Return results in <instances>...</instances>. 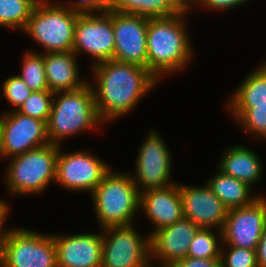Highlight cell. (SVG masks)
I'll use <instances>...</instances> for the list:
<instances>
[{
	"mask_svg": "<svg viewBox=\"0 0 266 267\" xmlns=\"http://www.w3.org/2000/svg\"><path fill=\"white\" fill-rule=\"evenodd\" d=\"M97 113L103 123L127 114L159 81L147 68L115 60L92 65ZM94 86V87H93Z\"/></svg>",
	"mask_w": 266,
	"mask_h": 267,
	"instance_id": "6da1fadb",
	"label": "cell"
},
{
	"mask_svg": "<svg viewBox=\"0 0 266 267\" xmlns=\"http://www.w3.org/2000/svg\"><path fill=\"white\" fill-rule=\"evenodd\" d=\"M181 12L171 17L149 18L147 69L158 79L185 69L193 57L191 40Z\"/></svg>",
	"mask_w": 266,
	"mask_h": 267,
	"instance_id": "7a4b0ae2",
	"label": "cell"
},
{
	"mask_svg": "<svg viewBox=\"0 0 266 267\" xmlns=\"http://www.w3.org/2000/svg\"><path fill=\"white\" fill-rule=\"evenodd\" d=\"M55 96L58 100L53 99L46 123L50 144L60 146L66 137L103 124L96 110L94 91L90 82L78 90L54 92Z\"/></svg>",
	"mask_w": 266,
	"mask_h": 267,
	"instance_id": "3957f363",
	"label": "cell"
},
{
	"mask_svg": "<svg viewBox=\"0 0 266 267\" xmlns=\"http://www.w3.org/2000/svg\"><path fill=\"white\" fill-rule=\"evenodd\" d=\"M97 220L103 228L132 225L140 193L131 173L110 170L91 193Z\"/></svg>",
	"mask_w": 266,
	"mask_h": 267,
	"instance_id": "277c9868",
	"label": "cell"
},
{
	"mask_svg": "<svg viewBox=\"0 0 266 267\" xmlns=\"http://www.w3.org/2000/svg\"><path fill=\"white\" fill-rule=\"evenodd\" d=\"M78 15L59 2L39 0L23 31L43 46L45 54L72 51Z\"/></svg>",
	"mask_w": 266,
	"mask_h": 267,
	"instance_id": "5b68a950",
	"label": "cell"
},
{
	"mask_svg": "<svg viewBox=\"0 0 266 267\" xmlns=\"http://www.w3.org/2000/svg\"><path fill=\"white\" fill-rule=\"evenodd\" d=\"M59 145L47 144L12 157L6 170V184L14 195L41 193L56 179Z\"/></svg>",
	"mask_w": 266,
	"mask_h": 267,
	"instance_id": "8992f818",
	"label": "cell"
},
{
	"mask_svg": "<svg viewBox=\"0 0 266 267\" xmlns=\"http://www.w3.org/2000/svg\"><path fill=\"white\" fill-rule=\"evenodd\" d=\"M1 267H57L53 235L26 228L6 229Z\"/></svg>",
	"mask_w": 266,
	"mask_h": 267,
	"instance_id": "52a82bcc",
	"label": "cell"
},
{
	"mask_svg": "<svg viewBox=\"0 0 266 267\" xmlns=\"http://www.w3.org/2000/svg\"><path fill=\"white\" fill-rule=\"evenodd\" d=\"M101 267H153L150 236H140L132 225L102 229Z\"/></svg>",
	"mask_w": 266,
	"mask_h": 267,
	"instance_id": "ba28073f",
	"label": "cell"
},
{
	"mask_svg": "<svg viewBox=\"0 0 266 267\" xmlns=\"http://www.w3.org/2000/svg\"><path fill=\"white\" fill-rule=\"evenodd\" d=\"M115 38L112 26V12L100 14H79L75 24L73 52L76 55H91L94 64L113 60Z\"/></svg>",
	"mask_w": 266,
	"mask_h": 267,
	"instance_id": "9c48e42d",
	"label": "cell"
},
{
	"mask_svg": "<svg viewBox=\"0 0 266 267\" xmlns=\"http://www.w3.org/2000/svg\"><path fill=\"white\" fill-rule=\"evenodd\" d=\"M171 162L170 152L165 142L159 133L153 129L150 130L138 151L136 175H131L138 192L165 188L174 184L173 181H169L171 180Z\"/></svg>",
	"mask_w": 266,
	"mask_h": 267,
	"instance_id": "30bf717a",
	"label": "cell"
},
{
	"mask_svg": "<svg viewBox=\"0 0 266 267\" xmlns=\"http://www.w3.org/2000/svg\"><path fill=\"white\" fill-rule=\"evenodd\" d=\"M59 152L56 160L55 182L67 190L89 191L90 193L111 170L110 166L87 151Z\"/></svg>",
	"mask_w": 266,
	"mask_h": 267,
	"instance_id": "8fae6325",
	"label": "cell"
},
{
	"mask_svg": "<svg viewBox=\"0 0 266 267\" xmlns=\"http://www.w3.org/2000/svg\"><path fill=\"white\" fill-rule=\"evenodd\" d=\"M50 144L45 121L16 111L2 115L0 157L12 158Z\"/></svg>",
	"mask_w": 266,
	"mask_h": 267,
	"instance_id": "7c38bea8",
	"label": "cell"
},
{
	"mask_svg": "<svg viewBox=\"0 0 266 267\" xmlns=\"http://www.w3.org/2000/svg\"><path fill=\"white\" fill-rule=\"evenodd\" d=\"M265 224L266 197L260 196L248 206L228 210L222 242L225 246L257 250Z\"/></svg>",
	"mask_w": 266,
	"mask_h": 267,
	"instance_id": "4fadbf2b",
	"label": "cell"
},
{
	"mask_svg": "<svg viewBox=\"0 0 266 267\" xmlns=\"http://www.w3.org/2000/svg\"><path fill=\"white\" fill-rule=\"evenodd\" d=\"M147 17L112 12L113 60L147 68Z\"/></svg>",
	"mask_w": 266,
	"mask_h": 267,
	"instance_id": "5bb4252c",
	"label": "cell"
},
{
	"mask_svg": "<svg viewBox=\"0 0 266 267\" xmlns=\"http://www.w3.org/2000/svg\"><path fill=\"white\" fill-rule=\"evenodd\" d=\"M183 216L200 228L222 230L228 209L210 187L179 184Z\"/></svg>",
	"mask_w": 266,
	"mask_h": 267,
	"instance_id": "9a60e30c",
	"label": "cell"
},
{
	"mask_svg": "<svg viewBox=\"0 0 266 267\" xmlns=\"http://www.w3.org/2000/svg\"><path fill=\"white\" fill-rule=\"evenodd\" d=\"M199 229L194 222L183 217L154 232L150 236V261L158 259L162 267H169L186 258L190 243Z\"/></svg>",
	"mask_w": 266,
	"mask_h": 267,
	"instance_id": "2e32d148",
	"label": "cell"
},
{
	"mask_svg": "<svg viewBox=\"0 0 266 267\" xmlns=\"http://www.w3.org/2000/svg\"><path fill=\"white\" fill-rule=\"evenodd\" d=\"M57 267H101L102 233L53 235Z\"/></svg>",
	"mask_w": 266,
	"mask_h": 267,
	"instance_id": "e0dca14e",
	"label": "cell"
},
{
	"mask_svg": "<svg viewBox=\"0 0 266 267\" xmlns=\"http://www.w3.org/2000/svg\"><path fill=\"white\" fill-rule=\"evenodd\" d=\"M139 208L155 225L149 236L159 229L174 224L184 217L179 184L174 183L165 188L150 189L140 193Z\"/></svg>",
	"mask_w": 266,
	"mask_h": 267,
	"instance_id": "ac0fdd59",
	"label": "cell"
},
{
	"mask_svg": "<svg viewBox=\"0 0 266 267\" xmlns=\"http://www.w3.org/2000/svg\"><path fill=\"white\" fill-rule=\"evenodd\" d=\"M44 67L49 91H73L88 82L80 80L77 55L73 51L44 54Z\"/></svg>",
	"mask_w": 266,
	"mask_h": 267,
	"instance_id": "d6986e66",
	"label": "cell"
},
{
	"mask_svg": "<svg viewBox=\"0 0 266 267\" xmlns=\"http://www.w3.org/2000/svg\"><path fill=\"white\" fill-rule=\"evenodd\" d=\"M257 154L241 145H233L226 149L218 170L225 175L245 182L251 188L259 179H261L262 162Z\"/></svg>",
	"mask_w": 266,
	"mask_h": 267,
	"instance_id": "ffe728a7",
	"label": "cell"
},
{
	"mask_svg": "<svg viewBox=\"0 0 266 267\" xmlns=\"http://www.w3.org/2000/svg\"><path fill=\"white\" fill-rule=\"evenodd\" d=\"M206 184L228 210L248 206L261 196L253 195L248 184L225 175L220 170H218L217 175L211 176Z\"/></svg>",
	"mask_w": 266,
	"mask_h": 267,
	"instance_id": "44dd1931",
	"label": "cell"
},
{
	"mask_svg": "<svg viewBox=\"0 0 266 267\" xmlns=\"http://www.w3.org/2000/svg\"><path fill=\"white\" fill-rule=\"evenodd\" d=\"M105 10L147 18L171 17L183 12L174 0H108Z\"/></svg>",
	"mask_w": 266,
	"mask_h": 267,
	"instance_id": "7402d4cb",
	"label": "cell"
},
{
	"mask_svg": "<svg viewBox=\"0 0 266 267\" xmlns=\"http://www.w3.org/2000/svg\"><path fill=\"white\" fill-rule=\"evenodd\" d=\"M259 67L243 79L226 103V108H251L266 104V62Z\"/></svg>",
	"mask_w": 266,
	"mask_h": 267,
	"instance_id": "603a6c76",
	"label": "cell"
},
{
	"mask_svg": "<svg viewBox=\"0 0 266 267\" xmlns=\"http://www.w3.org/2000/svg\"><path fill=\"white\" fill-rule=\"evenodd\" d=\"M39 0H0V26L25 29Z\"/></svg>",
	"mask_w": 266,
	"mask_h": 267,
	"instance_id": "cb8c5ba5",
	"label": "cell"
},
{
	"mask_svg": "<svg viewBox=\"0 0 266 267\" xmlns=\"http://www.w3.org/2000/svg\"><path fill=\"white\" fill-rule=\"evenodd\" d=\"M218 232L216 235L212 228H200L190 243L187 257L220 259L223 247L219 246L218 240L221 238L222 241V230H218Z\"/></svg>",
	"mask_w": 266,
	"mask_h": 267,
	"instance_id": "d4e9b609",
	"label": "cell"
},
{
	"mask_svg": "<svg viewBox=\"0 0 266 267\" xmlns=\"http://www.w3.org/2000/svg\"><path fill=\"white\" fill-rule=\"evenodd\" d=\"M20 78L32 91L49 90L44 67V53L29 51L22 62Z\"/></svg>",
	"mask_w": 266,
	"mask_h": 267,
	"instance_id": "484cf974",
	"label": "cell"
},
{
	"mask_svg": "<svg viewBox=\"0 0 266 267\" xmlns=\"http://www.w3.org/2000/svg\"><path fill=\"white\" fill-rule=\"evenodd\" d=\"M236 121L253 135L266 139V104L254 105L251 108H227Z\"/></svg>",
	"mask_w": 266,
	"mask_h": 267,
	"instance_id": "4316f807",
	"label": "cell"
},
{
	"mask_svg": "<svg viewBox=\"0 0 266 267\" xmlns=\"http://www.w3.org/2000/svg\"><path fill=\"white\" fill-rule=\"evenodd\" d=\"M53 96L54 92L49 90L32 91L30 96L16 111L47 123L52 109Z\"/></svg>",
	"mask_w": 266,
	"mask_h": 267,
	"instance_id": "83f0119b",
	"label": "cell"
},
{
	"mask_svg": "<svg viewBox=\"0 0 266 267\" xmlns=\"http://www.w3.org/2000/svg\"><path fill=\"white\" fill-rule=\"evenodd\" d=\"M227 248L229 249L227 254L221 249L220 261L224 267H258L256 250L228 245Z\"/></svg>",
	"mask_w": 266,
	"mask_h": 267,
	"instance_id": "f1b7e54d",
	"label": "cell"
},
{
	"mask_svg": "<svg viewBox=\"0 0 266 267\" xmlns=\"http://www.w3.org/2000/svg\"><path fill=\"white\" fill-rule=\"evenodd\" d=\"M3 83L2 96L18 110L30 96L32 90L25 84L19 75H13Z\"/></svg>",
	"mask_w": 266,
	"mask_h": 267,
	"instance_id": "f546056e",
	"label": "cell"
},
{
	"mask_svg": "<svg viewBox=\"0 0 266 267\" xmlns=\"http://www.w3.org/2000/svg\"><path fill=\"white\" fill-rule=\"evenodd\" d=\"M108 0H76L70 1L67 7L73 12L79 14H92L94 12L100 13L105 10Z\"/></svg>",
	"mask_w": 266,
	"mask_h": 267,
	"instance_id": "4dcf8cb0",
	"label": "cell"
},
{
	"mask_svg": "<svg viewBox=\"0 0 266 267\" xmlns=\"http://www.w3.org/2000/svg\"><path fill=\"white\" fill-rule=\"evenodd\" d=\"M220 259H200L186 257L179 260L169 267H213Z\"/></svg>",
	"mask_w": 266,
	"mask_h": 267,
	"instance_id": "1f68e13d",
	"label": "cell"
},
{
	"mask_svg": "<svg viewBox=\"0 0 266 267\" xmlns=\"http://www.w3.org/2000/svg\"><path fill=\"white\" fill-rule=\"evenodd\" d=\"M248 0H201L200 5L214 10H225L235 8Z\"/></svg>",
	"mask_w": 266,
	"mask_h": 267,
	"instance_id": "d6a6232c",
	"label": "cell"
},
{
	"mask_svg": "<svg viewBox=\"0 0 266 267\" xmlns=\"http://www.w3.org/2000/svg\"><path fill=\"white\" fill-rule=\"evenodd\" d=\"M258 267H266V224L256 250Z\"/></svg>",
	"mask_w": 266,
	"mask_h": 267,
	"instance_id": "836d02e7",
	"label": "cell"
},
{
	"mask_svg": "<svg viewBox=\"0 0 266 267\" xmlns=\"http://www.w3.org/2000/svg\"><path fill=\"white\" fill-rule=\"evenodd\" d=\"M174 2L183 12L188 13V11H190L189 9L192 8L193 3L197 4L198 2L199 5L201 3V0H174Z\"/></svg>",
	"mask_w": 266,
	"mask_h": 267,
	"instance_id": "e575fe53",
	"label": "cell"
},
{
	"mask_svg": "<svg viewBox=\"0 0 266 267\" xmlns=\"http://www.w3.org/2000/svg\"><path fill=\"white\" fill-rule=\"evenodd\" d=\"M9 203L5 202V200H0V230H4L3 224L9 212Z\"/></svg>",
	"mask_w": 266,
	"mask_h": 267,
	"instance_id": "d590c367",
	"label": "cell"
},
{
	"mask_svg": "<svg viewBox=\"0 0 266 267\" xmlns=\"http://www.w3.org/2000/svg\"><path fill=\"white\" fill-rule=\"evenodd\" d=\"M6 230H0V267L2 263L3 237Z\"/></svg>",
	"mask_w": 266,
	"mask_h": 267,
	"instance_id": "8d00e7d4",
	"label": "cell"
},
{
	"mask_svg": "<svg viewBox=\"0 0 266 267\" xmlns=\"http://www.w3.org/2000/svg\"><path fill=\"white\" fill-rule=\"evenodd\" d=\"M213 267H224L223 263L219 260Z\"/></svg>",
	"mask_w": 266,
	"mask_h": 267,
	"instance_id": "74e56055",
	"label": "cell"
},
{
	"mask_svg": "<svg viewBox=\"0 0 266 267\" xmlns=\"http://www.w3.org/2000/svg\"><path fill=\"white\" fill-rule=\"evenodd\" d=\"M2 116H0V143H1Z\"/></svg>",
	"mask_w": 266,
	"mask_h": 267,
	"instance_id": "f35d334b",
	"label": "cell"
}]
</instances>
